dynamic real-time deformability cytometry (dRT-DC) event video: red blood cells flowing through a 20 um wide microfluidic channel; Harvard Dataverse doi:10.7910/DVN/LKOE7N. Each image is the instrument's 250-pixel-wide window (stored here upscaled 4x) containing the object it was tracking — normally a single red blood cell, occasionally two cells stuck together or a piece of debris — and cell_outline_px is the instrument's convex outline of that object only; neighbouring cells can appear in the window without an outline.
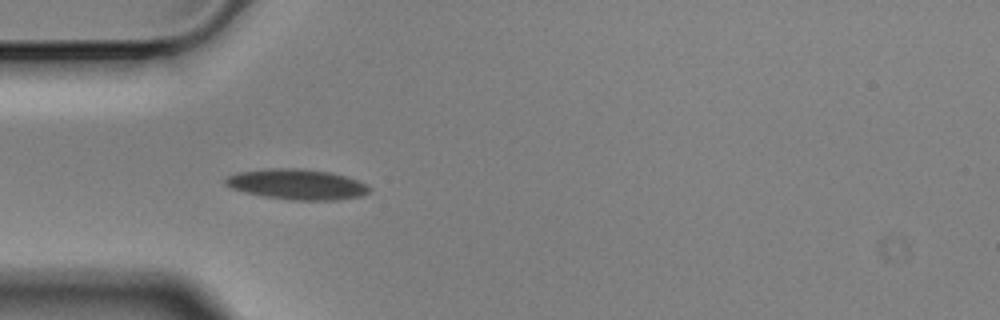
{"species": "Egyptian fruit bat (a non-hibernating species)", "species_latin": "Rousettus aegyptiacus", "temperature_condition": "cold", "stored_images_in_passage": 3, "camera_frame_rate_fps": 3000, "um_per_image_px": 0.085, "animal": {"sex": "male"}, "frame": {"image": 1, "passage_image": 2, "time_ms": 0.333, "image_size_px": [1000, 320], "cell_outline_px": [[372, 188], [368, 192], [360, 196], [336, 200], [292, 200], [264, 196], [232, 188], [224, 184], [224, 180], [228, 176], [240, 172], [268, 168], [304, 168], [328, 172], [344, 176], [356, 180]], "centroid_in_image_um": [25.24, 15.66], "position_along_channel_um": 59.8, "area_um2": 25.2}}
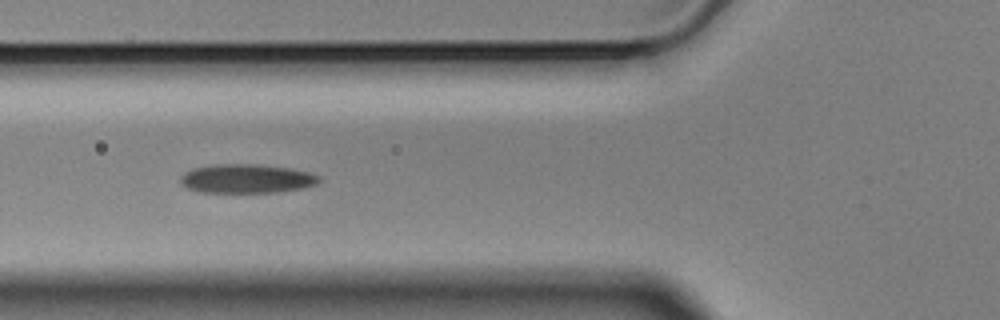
{"frame": {"image": 2, "passage_image": 3, "time_ms": 0.667, "image_size_px": [1000, 320], "cell_outline_px": [[320, 180], [316, 184], [300, 188], [272, 192], [204, 192], [188, 188], [180, 184], [180, 176], [184, 172], [192, 168], [216, 164], [260, 164], [288, 168], [308, 172], [320, 176]], "centroid_in_image_um": [20.91, 15.17], "position_along_channel_um": 104.9, "area_um2": 23.24}}